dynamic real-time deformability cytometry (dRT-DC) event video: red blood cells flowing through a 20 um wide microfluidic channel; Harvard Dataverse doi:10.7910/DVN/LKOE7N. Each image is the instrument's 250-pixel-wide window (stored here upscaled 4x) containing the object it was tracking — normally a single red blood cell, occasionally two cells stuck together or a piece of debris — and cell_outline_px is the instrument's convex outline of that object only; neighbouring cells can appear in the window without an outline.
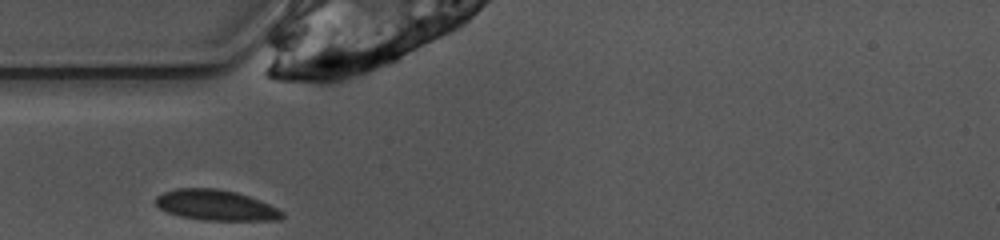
{"species": "common noctule bat (a hibernating species)", "species_latin": "Nyctalus noctula", "temperature_condition": "warm", "stored_images_in_passage": 23, "camera_frame_rate_fps": 3000, "um_per_image_px": 0.085, "animal": {"sex": "female", "body_mass_g": 10.0, "forearm_length_mm": 53.1}, "frame": {"image": 1, "passage_image": 1, "time_ms": 0.0, "image_size_px": [1000, 240], "cell_outline_px": [[284, 216], [280, 220], [204, 220], [180, 216], [168, 212], [160, 208], [156, 204], [156, 196], [164, 192], [176, 188], [216, 188], [236, 192], [260, 200], [284, 212]], "centroid_in_image_um": [18.35, 17.44], "position_along_channel_um": 66.6, "area_um2": 22.37}}
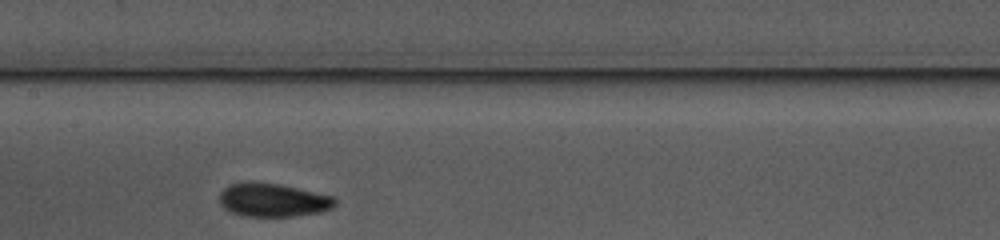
{"frame": {"image": 2, "passage_image": 10, "time_ms": 3.0, "image_size_px": [1000, 240], "cell_outline_px": [[336, 204], [332, 208], [320, 212], [292, 216], [244, 216], [232, 212], [224, 208], [220, 204], [220, 192], [228, 184], [248, 180], [280, 184], [336, 196]], "centroid_in_image_um": [23.2, 16.97], "position_along_channel_um": 184.2, "area_um2": 22.89}}
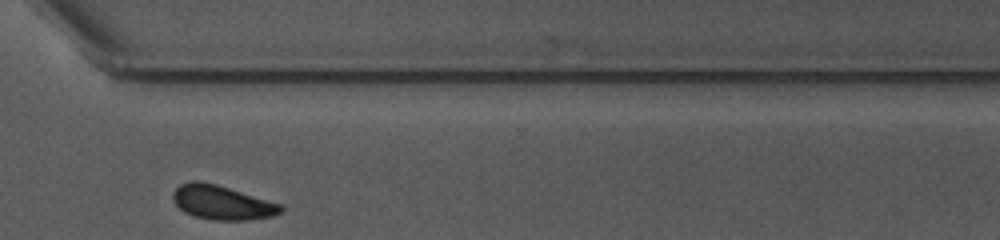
{"frame": {"image": 3, "passage_image": 23, "time_ms": 7.333, "image_size_px": [1000, 240], "cell_outline_px": [[284, 212], [272, 216], [248, 220], [212, 220], [192, 216], [184, 212], [172, 200], [172, 192], [180, 184], [192, 180], [196, 180], [216, 184], [280, 204], [284, 208]], "centroid_in_image_um": [18.84, 17.22], "position_along_channel_um": 351.8, "area_um2": 21.5}}